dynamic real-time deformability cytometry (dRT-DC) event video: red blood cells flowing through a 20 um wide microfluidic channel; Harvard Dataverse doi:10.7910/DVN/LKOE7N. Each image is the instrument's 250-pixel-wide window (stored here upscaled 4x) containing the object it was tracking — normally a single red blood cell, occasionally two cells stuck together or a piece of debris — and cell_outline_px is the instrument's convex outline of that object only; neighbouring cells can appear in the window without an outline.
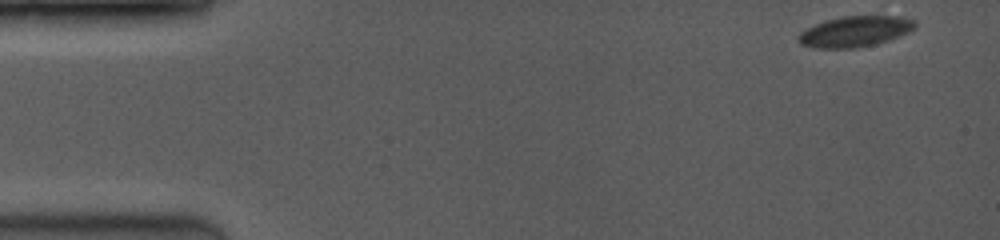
{"species": "common noctule bat (a hibernating species)", "species_latin": "Nyctalus noctula", "temperature_condition": "room temperature", "stored_images_in_passage": 26, "camera_frame_rate_fps": 3500, "um_per_image_px": 0.085, "animal": {"sex": "female", "body_mass_g": 19.0, "forearm_length_mm": 53.3}, "frame": {"image": 1, "passage_image": 1, "time_ms": 0.0, "image_size_px": [1000, 240], "cell_outline_px": [[916, 28], [908, 32], [888, 40], [856, 48], [816, 48], [800, 44], [796, 40], [796, 36], [800, 32], [824, 20], [840, 16], [904, 16], [916, 20]], "centroid_in_image_um": [72.66, 2.66], "position_along_channel_um": 12.3, "area_um2": 20.98}}
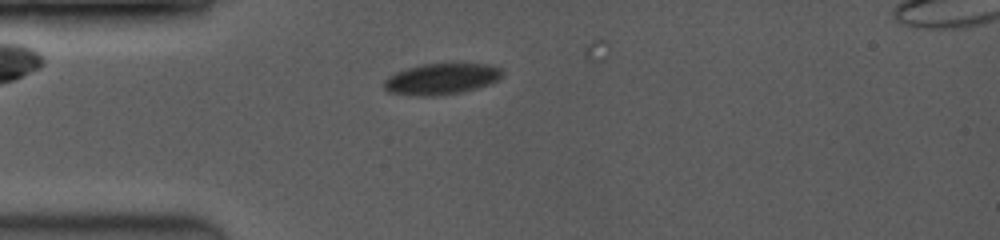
{"frame": {"image": 2, "passage_image": 18, "time_ms": 3.714, "image_size_px": [1000, 240], "cell_outline_px": [[504, 72], [496, 80], [488, 84], [476, 88], [460, 92], [440, 96], [412, 96], [388, 92], [384, 88], [384, 80], [388, 76], [396, 72], [408, 68], [424, 64], [488, 64], [500, 68]], "centroid_in_image_um": [37.47, 6.72], "position_along_channel_um": 47.5, "area_um2": 21.33}}
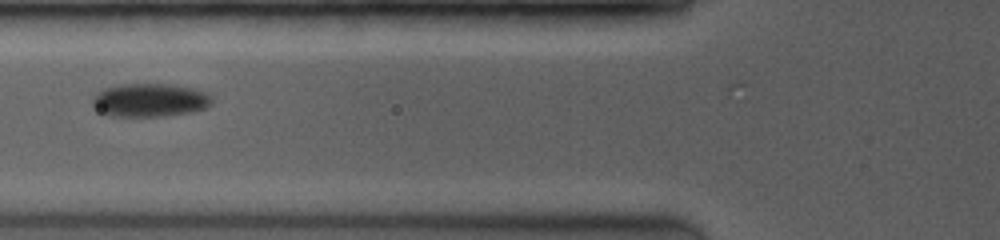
{"frame": {"image": 3, "passage_image": 23, "time_ms": 5.714, "image_size_px": [1000, 240], "cell_outline_px": [[212, 104], [204, 108], [192, 112], [164, 116], [112, 116], [96, 112], [92, 108], [92, 100], [96, 92], [104, 88], [120, 84], [172, 84], [192, 88], [204, 92], [212, 96]], "centroid_in_image_um": [12.68, 8.51], "position_along_channel_um": 113.1, "area_um2": 23.52}}